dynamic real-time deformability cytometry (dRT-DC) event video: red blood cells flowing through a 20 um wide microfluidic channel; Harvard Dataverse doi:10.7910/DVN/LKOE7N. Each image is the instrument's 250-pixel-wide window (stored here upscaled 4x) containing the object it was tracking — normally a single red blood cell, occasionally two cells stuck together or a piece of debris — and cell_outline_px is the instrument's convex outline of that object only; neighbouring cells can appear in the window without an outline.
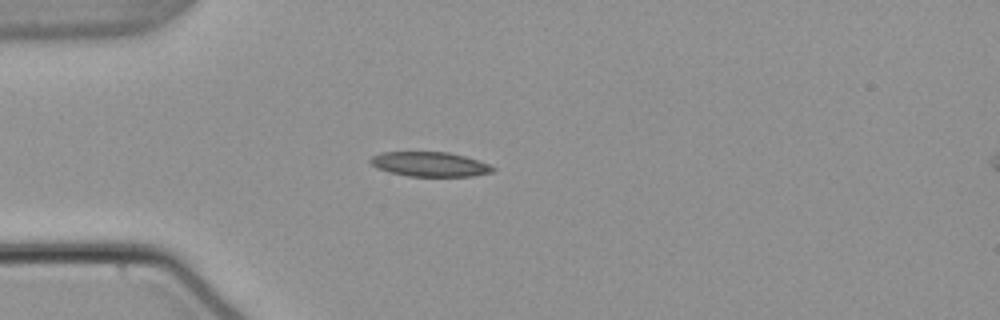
{"species": "common noctule bat (a hibernating species)", "species_latin": "Nyctalus noctula", "temperature_condition": "warm", "stored_images_in_passage": 40, "camera_frame_rate_fps": 3000, "um_per_image_px": 0.085, "animal": {"sex": "male", "body_mass_g": 21.5, "forearm_length_mm": 52.0}, "frame": {"image": 1, "passage_image": 1, "time_ms": 0.0, "image_size_px": [1000, 320], "cell_outline_px": [[496, 168], [492, 172], [472, 176], [408, 176], [376, 168], [368, 160], [372, 156], [380, 152], [448, 152], [464, 156], [488, 164]], "centroid_in_image_um": [36.51, 13.95], "position_along_channel_um": 48.5, "area_um2": 17.4}}
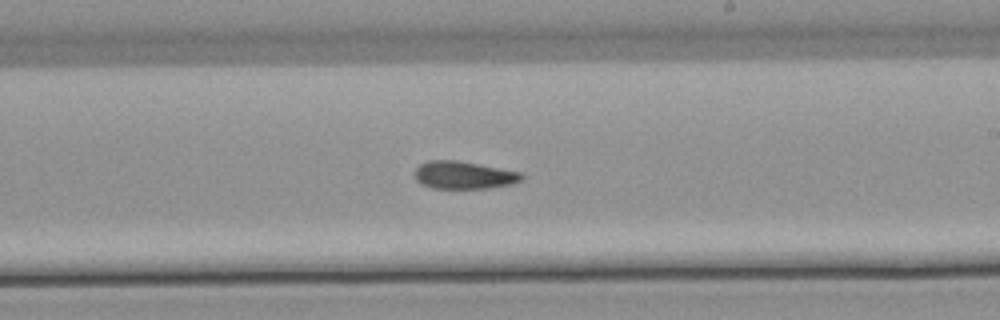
{"frame": {"image": 2, "passage_image": 18, "time_ms": 5.667, "image_size_px": [1000, 320], "cell_outline_px": [[524, 176], [520, 180], [512, 184], [488, 188], [432, 188], [420, 184], [416, 180], [416, 168], [420, 164], [428, 160], [456, 160], [520, 172]], "centroid_in_image_um": [39.39, 14.89], "position_along_channel_um": 249.6, "area_um2": 17.05}}
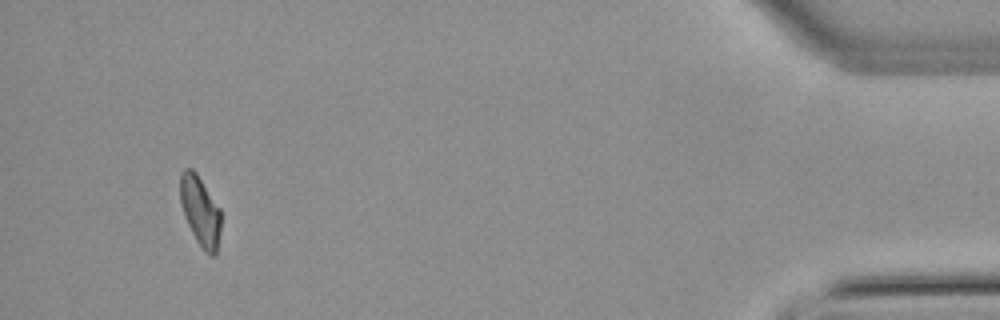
{"frame": {"image": 3, "passage_image": 37, "time_ms": 12.0, "image_size_px": [1000, 320], "cell_outline_px": [[220, 228], [216, 256], [212, 256], [204, 252], [196, 240], [184, 216], [180, 200], [180, 172], [184, 168], [192, 168], [196, 172], [220, 208]], "centroid_in_image_um": [17.01, 17.93], "position_along_channel_um": 418.2, "area_um2": 16.59}, "authors_computed_cell_mechanics": {"area_um2": 17.1955, "velocity_mm_per_s": 3.8133, "shape_relaxation_time_tau1_ms": 10.5252, "shape_relaxation_time_tau2_ms": null, "deformation_change_tau1": 0.2118, "deformation_change_tau2": null}}